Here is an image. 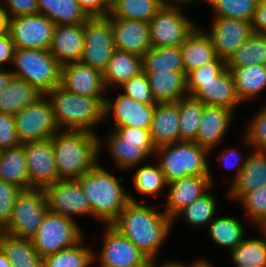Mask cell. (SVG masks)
I'll use <instances>...</instances> for the list:
<instances>
[{"mask_svg":"<svg viewBox=\"0 0 266 267\" xmlns=\"http://www.w3.org/2000/svg\"><path fill=\"white\" fill-rule=\"evenodd\" d=\"M14 77L32 84L44 95L60 85L61 65L49 49H15Z\"/></svg>","mask_w":266,"mask_h":267,"instance_id":"8992f818","label":"cell"},{"mask_svg":"<svg viewBox=\"0 0 266 267\" xmlns=\"http://www.w3.org/2000/svg\"><path fill=\"white\" fill-rule=\"evenodd\" d=\"M210 30L205 31L212 39L215 53L225 62L252 34L251 21L212 17Z\"/></svg>","mask_w":266,"mask_h":267,"instance_id":"2e32d148","label":"cell"},{"mask_svg":"<svg viewBox=\"0 0 266 267\" xmlns=\"http://www.w3.org/2000/svg\"><path fill=\"white\" fill-rule=\"evenodd\" d=\"M251 24L253 33L266 34V0H258Z\"/></svg>","mask_w":266,"mask_h":267,"instance_id":"6f0895ef","label":"cell"},{"mask_svg":"<svg viewBox=\"0 0 266 267\" xmlns=\"http://www.w3.org/2000/svg\"><path fill=\"white\" fill-rule=\"evenodd\" d=\"M214 181L210 172V175H191L170 182L166 187L169 190L165 206L161 209L173 220L181 210L213 189Z\"/></svg>","mask_w":266,"mask_h":267,"instance_id":"e0dca14e","label":"cell"},{"mask_svg":"<svg viewBox=\"0 0 266 267\" xmlns=\"http://www.w3.org/2000/svg\"><path fill=\"white\" fill-rule=\"evenodd\" d=\"M47 211L43 188L23 189L15 199L9 224L2 231L14 237L31 240Z\"/></svg>","mask_w":266,"mask_h":267,"instance_id":"ba28073f","label":"cell"},{"mask_svg":"<svg viewBox=\"0 0 266 267\" xmlns=\"http://www.w3.org/2000/svg\"><path fill=\"white\" fill-rule=\"evenodd\" d=\"M103 246L93 259L105 267H142L150 259L111 225H105Z\"/></svg>","mask_w":266,"mask_h":267,"instance_id":"4fadbf2b","label":"cell"},{"mask_svg":"<svg viewBox=\"0 0 266 267\" xmlns=\"http://www.w3.org/2000/svg\"><path fill=\"white\" fill-rule=\"evenodd\" d=\"M164 4V0H112L108 17L150 22Z\"/></svg>","mask_w":266,"mask_h":267,"instance_id":"e575fe53","label":"cell"},{"mask_svg":"<svg viewBox=\"0 0 266 267\" xmlns=\"http://www.w3.org/2000/svg\"><path fill=\"white\" fill-rule=\"evenodd\" d=\"M225 68L226 62L217 57L212 62L188 72L186 74L188 95L200 86V81L214 80Z\"/></svg>","mask_w":266,"mask_h":267,"instance_id":"c3c4849f","label":"cell"},{"mask_svg":"<svg viewBox=\"0 0 266 267\" xmlns=\"http://www.w3.org/2000/svg\"><path fill=\"white\" fill-rule=\"evenodd\" d=\"M48 211L75 220L74 216H91V206L77 179H59L43 188Z\"/></svg>","mask_w":266,"mask_h":267,"instance_id":"7c38bea8","label":"cell"},{"mask_svg":"<svg viewBox=\"0 0 266 267\" xmlns=\"http://www.w3.org/2000/svg\"><path fill=\"white\" fill-rule=\"evenodd\" d=\"M0 267H12L11 262L8 260V257L0 249Z\"/></svg>","mask_w":266,"mask_h":267,"instance_id":"be15d7a7","label":"cell"},{"mask_svg":"<svg viewBox=\"0 0 266 267\" xmlns=\"http://www.w3.org/2000/svg\"><path fill=\"white\" fill-rule=\"evenodd\" d=\"M55 122L60 130H93L104 122L105 98H93L70 93L60 85L48 91Z\"/></svg>","mask_w":266,"mask_h":267,"instance_id":"277c9868","label":"cell"},{"mask_svg":"<svg viewBox=\"0 0 266 267\" xmlns=\"http://www.w3.org/2000/svg\"><path fill=\"white\" fill-rule=\"evenodd\" d=\"M142 267H149V262L145 266H142Z\"/></svg>","mask_w":266,"mask_h":267,"instance_id":"003e7915","label":"cell"},{"mask_svg":"<svg viewBox=\"0 0 266 267\" xmlns=\"http://www.w3.org/2000/svg\"><path fill=\"white\" fill-rule=\"evenodd\" d=\"M130 201L110 224L132 241L150 260H157L159 250L172 230V220L163 211L149 207L129 194Z\"/></svg>","mask_w":266,"mask_h":267,"instance_id":"6da1fadb","label":"cell"},{"mask_svg":"<svg viewBox=\"0 0 266 267\" xmlns=\"http://www.w3.org/2000/svg\"><path fill=\"white\" fill-rule=\"evenodd\" d=\"M155 259L149 261V267H187V263H183L182 261H165L159 265H156Z\"/></svg>","mask_w":266,"mask_h":267,"instance_id":"94428289","label":"cell"},{"mask_svg":"<svg viewBox=\"0 0 266 267\" xmlns=\"http://www.w3.org/2000/svg\"><path fill=\"white\" fill-rule=\"evenodd\" d=\"M14 115L0 112V150L20 145Z\"/></svg>","mask_w":266,"mask_h":267,"instance_id":"f907efd6","label":"cell"},{"mask_svg":"<svg viewBox=\"0 0 266 267\" xmlns=\"http://www.w3.org/2000/svg\"><path fill=\"white\" fill-rule=\"evenodd\" d=\"M50 139L60 179H77L99 164L103 142L96 133L59 130Z\"/></svg>","mask_w":266,"mask_h":267,"instance_id":"7a4b0ae2","label":"cell"},{"mask_svg":"<svg viewBox=\"0 0 266 267\" xmlns=\"http://www.w3.org/2000/svg\"><path fill=\"white\" fill-rule=\"evenodd\" d=\"M120 138L131 143H152L149 130L118 126L112 129Z\"/></svg>","mask_w":266,"mask_h":267,"instance_id":"db71d44e","label":"cell"},{"mask_svg":"<svg viewBox=\"0 0 266 267\" xmlns=\"http://www.w3.org/2000/svg\"><path fill=\"white\" fill-rule=\"evenodd\" d=\"M266 66V34L253 33L226 62V68Z\"/></svg>","mask_w":266,"mask_h":267,"instance_id":"8d00e7d4","label":"cell"},{"mask_svg":"<svg viewBox=\"0 0 266 267\" xmlns=\"http://www.w3.org/2000/svg\"><path fill=\"white\" fill-rule=\"evenodd\" d=\"M0 180L14 184L21 190L32 188L29 185L23 143L0 150Z\"/></svg>","mask_w":266,"mask_h":267,"instance_id":"1f68e13d","label":"cell"},{"mask_svg":"<svg viewBox=\"0 0 266 267\" xmlns=\"http://www.w3.org/2000/svg\"><path fill=\"white\" fill-rule=\"evenodd\" d=\"M217 201L215 195L211 192V189L205 193L201 198L196 199L186 208L181 210L176 217L172 220V224L176 218L182 216L185 224L189 227L204 228L216 217L217 212Z\"/></svg>","mask_w":266,"mask_h":267,"instance_id":"f35d334b","label":"cell"},{"mask_svg":"<svg viewBox=\"0 0 266 267\" xmlns=\"http://www.w3.org/2000/svg\"><path fill=\"white\" fill-rule=\"evenodd\" d=\"M60 86L70 93L93 98H106L103 72L81 62L61 66Z\"/></svg>","mask_w":266,"mask_h":267,"instance_id":"ac0fdd59","label":"cell"},{"mask_svg":"<svg viewBox=\"0 0 266 267\" xmlns=\"http://www.w3.org/2000/svg\"><path fill=\"white\" fill-rule=\"evenodd\" d=\"M84 238L77 244L43 258V267H89L94 263V251L86 247Z\"/></svg>","mask_w":266,"mask_h":267,"instance_id":"b9f144b4","label":"cell"},{"mask_svg":"<svg viewBox=\"0 0 266 267\" xmlns=\"http://www.w3.org/2000/svg\"><path fill=\"white\" fill-rule=\"evenodd\" d=\"M81 63L104 71L115 50L111 18L93 17L84 23Z\"/></svg>","mask_w":266,"mask_h":267,"instance_id":"30bf717a","label":"cell"},{"mask_svg":"<svg viewBox=\"0 0 266 267\" xmlns=\"http://www.w3.org/2000/svg\"><path fill=\"white\" fill-rule=\"evenodd\" d=\"M114 46L117 50L143 56L152 46L149 22L111 18Z\"/></svg>","mask_w":266,"mask_h":267,"instance_id":"ffe728a7","label":"cell"},{"mask_svg":"<svg viewBox=\"0 0 266 267\" xmlns=\"http://www.w3.org/2000/svg\"><path fill=\"white\" fill-rule=\"evenodd\" d=\"M233 117V110L220 106L205 105L194 142L212 152L225 138V133L232 120H234Z\"/></svg>","mask_w":266,"mask_h":267,"instance_id":"7402d4cb","label":"cell"},{"mask_svg":"<svg viewBox=\"0 0 266 267\" xmlns=\"http://www.w3.org/2000/svg\"><path fill=\"white\" fill-rule=\"evenodd\" d=\"M44 94L23 79L13 77L9 85L0 92V112L16 115L32 105Z\"/></svg>","mask_w":266,"mask_h":267,"instance_id":"f546056e","label":"cell"},{"mask_svg":"<svg viewBox=\"0 0 266 267\" xmlns=\"http://www.w3.org/2000/svg\"><path fill=\"white\" fill-rule=\"evenodd\" d=\"M180 49L185 74L217 58L211 37L200 27L192 31Z\"/></svg>","mask_w":266,"mask_h":267,"instance_id":"83f0119b","label":"cell"},{"mask_svg":"<svg viewBox=\"0 0 266 267\" xmlns=\"http://www.w3.org/2000/svg\"><path fill=\"white\" fill-rule=\"evenodd\" d=\"M13 77L14 74L12 72V69L6 70L4 69V67L0 68V92L9 85Z\"/></svg>","mask_w":266,"mask_h":267,"instance_id":"680465c9","label":"cell"},{"mask_svg":"<svg viewBox=\"0 0 266 267\" xmlns=\"http://www.w3.org/2000/svg\"><path fill=\"white\" fill-rule=\"evenodd\" d=\"M149 132L155 149L180 141L179 111L176 102L155 104Z\"/></svg>","mask_w":266,"mask_h":267,"instance_id":"484cf974","label":"cell"},{"mask_svg":"<svg viewBox=\"0 0 266 267\" xmlns=\"http://www.w3.org/2000/svg\"><path fill=\"white\" fill-rule=\"evenodd\" d=\"M179 111L180 141H195L200 126L204 104L188 95L176 102Z\"/></svg>","mask_w":266,"mask_h":267,"instance_id":"ab89813d","label":"cell"},{"mask_svg":"<svg viewBox=\"0 0 266 267\" xmlns=\"http://www.w3.org/2000/svg\"><path fill=\"white\" fill-rule=\"evenodd\" d=\"M83 234L75 220L47 211L31 241L39 255L44 258L79 243L84 238Z\"/></svg>","mask_w":266,"mask_h":267,"instance_id":"9c48e42d","label":"cell"},{"mask_svg":"<svg viewBox=\"0 0 266 267\" xmlns=\"http://www.w3.org/2000/svg\"><path fill=\"white\" fill-rule=\"evenodd\" d=\"M0 5L9 18L39 14L37 0H0Z\"/></svg>","mask_w":266,"mask_h":267,"instance_id":"816d5d0a","label":"cell"},{"mask_svg":"<svg viewBox=\"0 0 266 267\" xmlns=\"http://www.w3.org/2000/svg\"><path fill=\"white\" fill-rule=\"evenodd\" d=\"M9 17L6 10L0 5V35L8 32Z\"/></svg>","mask_w":266,"mask_h":267,"instance_id":"91938a15","label":"cell"},{"mask_svg":"<svg viewBox=\"0 0 266 267\" xmlns=\"http://www.w3.org/2000/svg\"><path fill=\"white\" fill-rule=\"evenodd\" d=\"M187 263V267H214L212 266L211 262H208V260L204 258H197L195 261H193L191 264Z\"/></svg>","mask_w":266,"mask_h":267,"instance_id":"6125c7cd","label":"cell"},{"mask_svg":"<svg viewBox=\"0 0 266 267\" xmlns=\"http://www.w3.org/2000/svg\"><path fill=\"white\" fill-rule=\"evenodd\" d=\"M143 72L184 71L180 46L151 47L142 56Z\"/></svg>","mask_w":266,"mask_h":267,"instance_id":"74e56055","label":"cell"},{"mask_svg":"<svg viewBox=\"0 0 266 267\" xmlns=\"http://www.w3.org/2000/svg\"><path fill=\"white\" fill-rule=\"evenodd\" d=\"M90 17H107L110 13L109 0H77Z\"/></svg>","mask_w":266,"mask_h":267,"instance_id":"11a10c76","label":"cell"},{"mask_svg":"<svg viewBox=\"0 0 266 267\" xmlns=\"http://www.w3.org/2000/svg\"><path fill=\"white\" fill-rule=\"evenodd\" d=\"M227 69L233 77L240 102L252 100L266 89V66L250 65Z\"/></svg>","mask_w":266,"mask_h":267,"instance_id":"d6a6232c","label":"cell"},{"mask_svg":"<svg viewBox=\"0 0 266 267\" xmlns=\"http://www.w3.org/2000/svg\"><path fill=\"white\" fill-rule=\"evenodd\" d=\"M266 235V222L259 228Z\"/></svg>","mask_w":266,"mask_h":267,"instance_id":"e7e4bbea","label":"cell"},{"mask_svg":"<svg viewBox=\"0 0 266 267\" xmlns=\"http://www.w3.org/2000/svg\"><path fill=\"white\" fill-rule=\"evenodd\" d=\"M156 103L177 102L188 96L184 71L144 72Z\"/></svg>","mask_w":266,"mask_h":267,"instance_id":"4316f807","label":"cell"},{"mask_svg":"<svg viewBox=\"0 0 266 267\" xmlns=\"http://www.w3.org/2000/svg\"><path fill=\"white\" fill-rule=\"evenodd\" d=\"M55 24L42 14L9 18L8 32L18 49H49Z\"/></svg>","mask_w":266,"mask_h":267,"instance_id":"5bb4252c","label":"cell"},{"mask_svg":"<svg viewBox=\"0 0 266 267\" xmlns=\"http://www.w3.org/2000/svg\"><path fill=\"white\" fill-rule=\"evenodd\" d=\"M106 148L111 154V159L121 170L132 169L144 164L150 156H154L155 147L152 143H131L120 138L113 130L105 137Z\"/></svg>","mask_w":266,"mask_h":267,"instance_id":"d4e9b609","label":"cell"},{"mask_svg":"<svg viewBox=\"0 0 266 267\" xmlns=\"http://www.w3.org/2000/svg\"><path fill=\"white\" fill-rule=\"evenodd\" d=\"M141 72H143L141 56L115 49L103 71L104 85L106 89L120 87Z\"/></svg>","mask_w":266,"mask_h":267,"instance_id":"f1b7e54d","label":"cell"},{"mask_svg":"<svg viewBox=\"0 0 266 267\" xmlns=\"http://www.w3.org/2000/svg\"><path fill=\"white\" fill-rule=\"evenodd\" d=\"M20 191L18 186L0 180V231L9 224L15 199Z\"/></svg>","mask_w":266,"mask_h":267,"instance_id":"681fc988","label":"cell"},{"mask_svg":"<svg viewBox=\"0 0 266 267\" xmlns=\"http://www.w3.org/2000/svg\"><path fill=\"white\" fill-rule=\"evenodd\" d=\"M133 173L132 181L134 189L143 196H159L162 189H166L167 183L159 165H150L148 163L140 164ZM160 193V194H159Z\"/></svg>","mask_w":266,"mask_h":267,"instance_id":"7bdbcfd3","label":"cell"},{"mask_svg":"<svg viewBox=\"0 0 266 267\" xmlns=\"http://www.w3.org/2000/svg\"><path fill=\"white\" fill-rule=\"evenodd\" d=\"M245 158V164L227 191L230 199L239 201L246 193L266 184V151L256 150Z\"/></svg>","mask_w":266,"mask_h":267,"instance_id":"cb8c5ba5","label":"cell"},{"mask_svg":"<svg viewBox=\"0 0 266 267\" xmlns=\"http://www.w3.org/2000/svg\"><path fill=\"white\" fill-rule=\"evenodd\" d=\"M84 23L55 25L49 51L61 66L80 62L83 55Z\"/></svg>","mask_w":266,"mask_h":267,"instance_id":"603a6c76","label":"cell"},{"mask_svg":"<svg viewBox=\"0 0 266 267\" xmlns=\"http://www.w3.org/2000/svg\"><path fill=\"white\" fill-rule=\"evenodd\" d=\"M39 14L45 15L55 25L83 24L90 17L77 0H37Z\"/></svg>","mask_w":266,"mask_h":267,"instance_id":"836d02e7","label":"cell"},{"mask_svg":"<svg viewBox=\"0 0 266 267\" xmlns=\"http://www.w3.org/2000/svg\"><path fill=\"white\" fill-rule=\"evenodd\" d=\"M23 148L31 187L44 188L60 179L51 139L25 142Z\"/></svg>","mask_w":266,"mask_h":267,"instance_id":"9a60e30c","label":"cell"},{"mask_svg":"<svg viewBox=\"0 0 266 267\" xmlns=\"http://www.w3.org/2000/svg\"><path fill=\"white\" fill-rule=\"evenodd\" d=\"M213 9V17H227L251 21L258 0H203Z\"/></svg>","mask_w":266,"mask_h":267,"instance_id":"ee69618b","label":"cell"},{"mask_svg":"<svg viewBox=\"0 0 266 267\" xmlns=\"http://www.w3.org/2000/svg\"><path fill=\"white\" fill-rule=\"evenodd\" d=\"M239 202L257 229L266 222V184L246 193Z\"/></svg>","mask_w":266,"mask_h":267,"instance_id":"f6af8a7d","label":"cell"},{"mask_svg":"<svg viewBox=\"0 0 266 267\" xmlns=\"http://www.w3.org/2000/svg\"><path fill=\"white\" fill-rule=\"evenodd\" d=\"M244 132L245 145L256 150L266 151V102L247 123Z\"/></svg>","mask_w":266,"mask_h":267,"instance_id":"bcb514c9","label":"cell"},{"mask_svg":"<svg viewBox=\"0 0 266 267\" xmlns=\"http://www.w3.org/2000/svg\"><path fill=\"white\" fill-rule=\"evenodd\" d=\"M210 152L194 141H179L157 147L154 152L165 181H172L191 175H210L207 156ZM161 157V158H160Z\"/></svg>","mask_w":266,"mask_h":267,"instance_id":"5b68a950","label":"cell"},{"mask_svg":"<svg viewBox=\"0 0 266 267\" xmlns=\"http://www.w3.org/2000/svg\"><path fill=\"white\" fill-rule=\"evenodd\" d=\"M0 249L8 257L12 267H43V258L30 239L14 237L0 231Z\"/></svg>","mask_w":266,"mask_h":267,"instance_id":"4dcf8cb0","label":"cell"},{"mask_svg":"<svg viewBox=\"0 0 266 267\" xmlns=\"http://www.w3.org/2000/svg\"><path fill=\"white\" fill-rule=\"evenodd\" d=\"M243 227L237 217L226 215L215 217L208 224L207 232L213 242L232 251L246 238Z\"/></svg>","mask_w":266,"mask_h":267,"instance_id":"d590c367","label":"cell"},{"mask_svg":"<svg viewBox=\"0 0 266 267\" xmlns=\"http://www.w3.org/2000/svg\"><path fill=\"white\" fill-rule=\"evenodd\" d=\"M221 153L222 154L217 157L219 162H221L220 164L227 169H236V172L234 173L235 176L232 180L233 182L242 171L246 160L243 159L242 154L235 148H225Z\"/></svg>","mask_w":266,"mask_h":267,"instance_id":"f5cc1de1","label":"cell"},{"mask_svg":"<svg viewBox=\"0 0 266 267\" xmlns=\"http://www.w3.org/2000/svg\"><path fill=\"white\" fill-rule=\"evenodd\" d=\"M170 1H183V2H189V3H196V1H198V0H170ZM201 1V0H200ZM203 1V0H202Z\"/></svg>","mask_w":266,"mask_h":267,"instance_id":"03108f58","label":"cell"},{"mask_svg":"<svg viewBox=\"0 0 266 267\" xmlns=\"http://www.w3.org/2000/svg\"><path fill=\"white\" fill-rule=\"evenodd\" d=\"M190 96L204 105L220 106L233 111L236 105L241 103L235 90L233 77L227 68L214 80L200 81V86Z\"/></svg>","mask_w":266,"mask_h":267,"instance_id":"44dd1931","label":"cell"},{"mask_svg":"<svg viewBox=\"0 0 266 267\" xmlns=\"http://www.w3.org/2000/svg\"><path fill=\"white\" fill-rule=\"evenodd\" d=\"M120 91L123 89L125 96L136 100L139 103L147 105H155L156 102L152 96L150 85L147 76L144 72L133 76L127 82L120 87Z\"/></svg>","mask_w":266,"mask_h":267,"instance_id":"7dc6e473","label":"cell"},{"mask_svg":"<svg viewBox=\"0 0 266 267\" xmlns=\"http://www.w3.org/2000/svg\"><path fill=\"white\" fill-rule=\"evenodd\" d=\"M77 180L88 198L91 217L105 225H110L130 201V193L120 184L122 178L115 177L101 164Z\"/></svg>","mask_w":266,"mask_h":267,"instance_id":"3957f363","label":"cell"},{"mask_svg":"<svg viewBox=\"0 0 266 267\" xmlns=\"http://www.w3.org/2000/svg\"><path fill=\"white\" fill-rule=\"evenodd\" d=\"M155 105L137 102L124 94H118L114 99L106 97L104 102V121L109 122L108 115L114 117V128L129 126L149 130Z\"/></svg>","mask_w":266,"mask_h":267,"instance_id":"d6986e66","label":"cell"},{"mask_svg":"<svg viewBox=\"0 0 266 267\" xmlns=\"http://www.w3.org/2000/svg\"><path fill=\"white\" fill-rule=\"evenodd\" d=\"M15 127L19 141L22 143L50 139L58 128L51 103L43 95L32 105L25 107L14 115Z\"/></svg>","mask_w":266,"mask_h":267,"instance_id":"8fae6325","label":"cell"},{"mask_svg":"<svg viewBox=\"0 0 266 267\" xmlns=\"http://www.w3.org/2000/svg\"><path fill=\"white\" fill-rule=\"evenodd\" d=\"M244 239L231 253L235 267H266V235Z\"/></svg>","mask_w":266,"mask_h":267,"instance_id":"60d3db41","label":"cell"},{"mask_svg":"<svg viewBox=\"0 0 266 267\" xmlns=\"http://www.w3.org/2000/svg\"><path fill=\"white\" fill-rule=\"evenodd\" d=\"M15 45L9 32L0 35V68L4 64H11L14 58ZM4 63V64H3Z\"/></svg>","mask_w":266,"mask_h":267,"instance_id":"9f6ffc18","label":"cell"},{"mask_svg":"<svg viewBox=\"0 0 266 267\" xmlns=\"http://www.w3.org/2000/svg\"><path fill=\"white\" fill-rule=\"evenodd\" d=\"M189 2L168 1L149 22L152 47L181 46L197 27L181 10Z\"/></svg>","mask_w":266,"mask_h":267,"instance_id":"52a82bcc","label":"cell"}]
</instances>
